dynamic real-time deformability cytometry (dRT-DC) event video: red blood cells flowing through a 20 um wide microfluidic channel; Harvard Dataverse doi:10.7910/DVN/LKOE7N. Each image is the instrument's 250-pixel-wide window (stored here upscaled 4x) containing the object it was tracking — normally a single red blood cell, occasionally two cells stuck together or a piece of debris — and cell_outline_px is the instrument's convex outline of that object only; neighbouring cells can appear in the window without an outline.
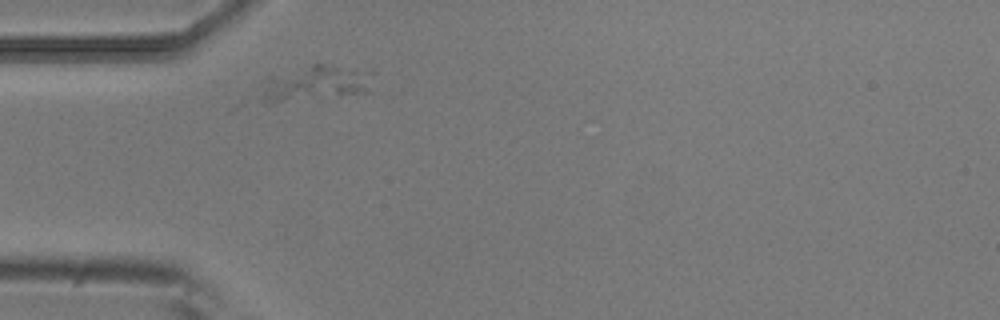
{"species": "common noctule bat (a hibernating species)", "species_latin": "Nyctalus noctula", "temperature_condition": "room temperature", "stored_images_in_passage": 1, "camera_frame_rate_fps": 3000, "um_per_image_px": 0.085, "animal": {"sex": "male", "body_mass_g": 20.5, "forearm_length_mm": 52.5}, "frame": {"image": 1, "passage_image": 1, "time_ms": 0.0, "image_size_px": [1000, 320], "cell_outline_px": [[376, 72], [368, 92], [280, 100], [264, 100], [264, 92], [268, 76], [312, 64], [324, 64], [372, 68]], "centroid_in_image_um": [27.07, 6.96], "position_along_channel_um": 57.9, "area_um2": 22.2}}